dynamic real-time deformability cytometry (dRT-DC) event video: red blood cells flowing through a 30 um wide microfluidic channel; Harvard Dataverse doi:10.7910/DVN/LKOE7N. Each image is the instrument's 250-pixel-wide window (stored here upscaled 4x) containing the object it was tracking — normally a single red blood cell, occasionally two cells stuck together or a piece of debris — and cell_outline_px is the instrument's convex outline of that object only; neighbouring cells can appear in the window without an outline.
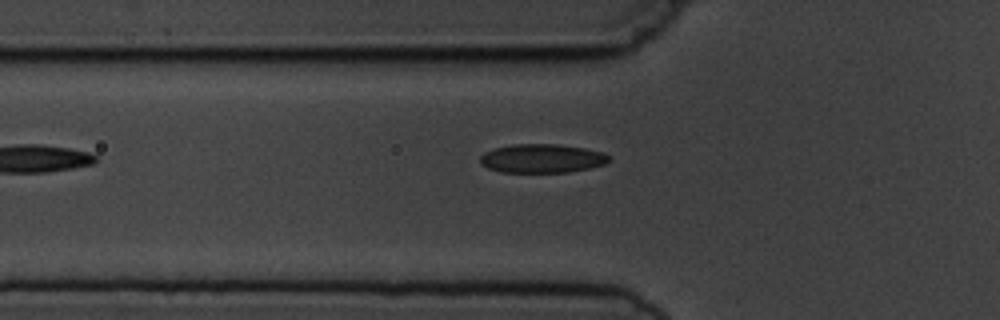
{"species": "common noctule bat (a hibernating species)", "species_latin": "Nyctalus noctula", "temperature_condition": "cold", "stored_images_in_passage": 5, "camera_frame_rate_fps": 3000, "um_per_image_px": 0.085, "animal": {"sex": "male", "body_mass_g": 19.5, "forearm_length_mm": 54.6}, "frame": {"image": 1, "passage_image": 5, "time_ms": 5.667, "image_size_px": [1000, 320], "cell_outline_px": [[612, 160], [604, 164], [588, 168], [568, 172], [500, 172], [488, 168], [480, 164], [480, 156], [484, 152], [496, 148], [512, 144], [556, 144], [584, 148], [600, 152], [608, 156]], "centroid_in_image_um": [46.03, 13.47], "position_along_channel_um": 79.8, "area_um2": 21.5}}